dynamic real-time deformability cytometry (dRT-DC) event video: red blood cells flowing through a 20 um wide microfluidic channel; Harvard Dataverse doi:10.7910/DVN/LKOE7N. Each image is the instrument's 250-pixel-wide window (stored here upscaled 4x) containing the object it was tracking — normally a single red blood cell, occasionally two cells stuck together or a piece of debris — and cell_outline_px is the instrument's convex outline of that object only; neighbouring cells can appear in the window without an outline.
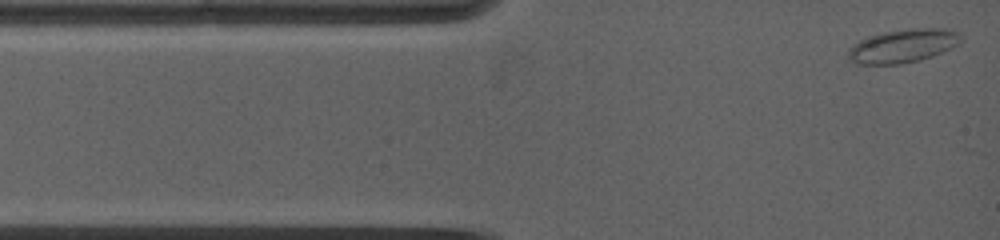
{"species": "common noctule bat (a hibernating species)", "species_latin": "Nyctalus noctula", "temperature_condition": "warm", "stored_images_in_passage": 7, "camera_frame_rate_fps": 5000, "um_per_image_px": 0.085, "animal": {"sex": "female", "body_mass_g": 19.0, "forearm_length_mm": 53.3}, "frame": {"image": 1, "passage_image": 1, "time_ms": 0.0, "image_size_px": [1000, 240], "cell_outline_px": [[964, 36], [960, 44], [952, 48], [932, 56], [920, 60], [900, 64], [860, 64], [848, 60], [848, 48], [852, 44], [868, 36], [884, 32], [908, 28], [948, 28], [960, 32]], "centroid_in_image_um": [76.79, 3.88], "position_along_channel_um": 8.2, "area_um2": 22.43}}
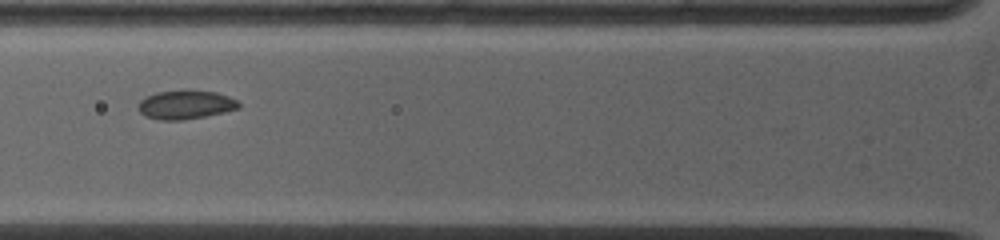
{"frame": {"image": 2, "passage_image": 6, "time_ms": 3.8, "image_size_px": [1000, 240], "cell_outline_px": [[240, 108], [224, 112], [184, 120], [160, 120], [144, 116], [136, 108], [136, 104], [140, 100], [156, 92], [184, 88], [216, 92], [228, 96], [236, 100], [240, 104]], "centroid_in_image_um": [15.73, 8.87], "position_along_channel_um": 110.1, "area_um2": 17.34}}
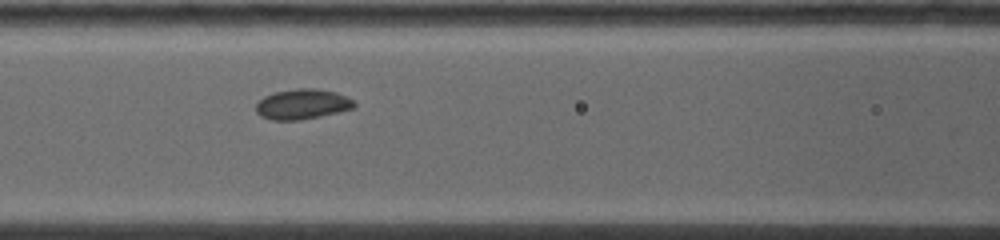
{"frame": {"image": 3, "passage_image": 7, "time_ms": 4.6, "image_size_px": [1000, 240], "cell_outline_px": [[356, 104], [352, 108], [320, 116], [300, 120], [272, 120], [260, 116], [256, 112], [256, 104], [264, 96], [276, 92], [296, 88], [316, 88], [336, 92], [352, 100]], "centroid_in_image_um": [25.66, 8.85], "position_along_channel_um": 140.9, "area_um2": 17.11}}